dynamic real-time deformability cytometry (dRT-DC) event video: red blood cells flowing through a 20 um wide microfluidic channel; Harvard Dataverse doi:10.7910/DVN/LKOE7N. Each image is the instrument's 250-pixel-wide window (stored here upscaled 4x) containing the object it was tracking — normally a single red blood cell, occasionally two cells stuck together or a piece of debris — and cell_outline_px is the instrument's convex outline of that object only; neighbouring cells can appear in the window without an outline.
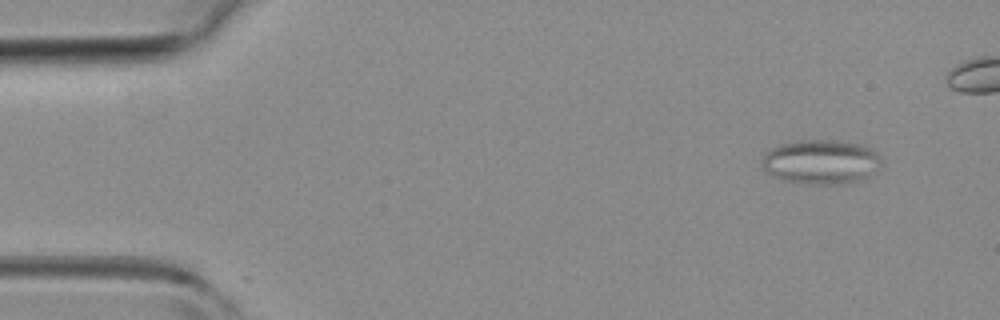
{"species": "common noctule bat (a hibernating species)", "species_latin": "Nyctalus noctula", "temperature_condition": "room temperature", "stored_images_in_passage": 3, "camera_frame_rate_fps": 3000, "um_per_image_px": 0.085, "animal": {"sex": "female", "body_mass_g": 19.3, "forearm_length_mm": 54.1}, "frame": {"image": 1, "passage_image": 1, "time_ms": 0.0, "image_size_px": [1000, 320], "cell_outline_px": [[880, 160], [868, 176], [856, 180], [836, 184], [804, 184], [784, 180], [772, 176], [764, 168], [764, 152], [768, 148], [776, 144], [796, 140], [836, 140], [864, 144], [876, 152], [880, 156]], "centroid_in_image_um": [69.71, 13.72], "position_along_channel_um": 15.3, "area_um2": 30.75}}